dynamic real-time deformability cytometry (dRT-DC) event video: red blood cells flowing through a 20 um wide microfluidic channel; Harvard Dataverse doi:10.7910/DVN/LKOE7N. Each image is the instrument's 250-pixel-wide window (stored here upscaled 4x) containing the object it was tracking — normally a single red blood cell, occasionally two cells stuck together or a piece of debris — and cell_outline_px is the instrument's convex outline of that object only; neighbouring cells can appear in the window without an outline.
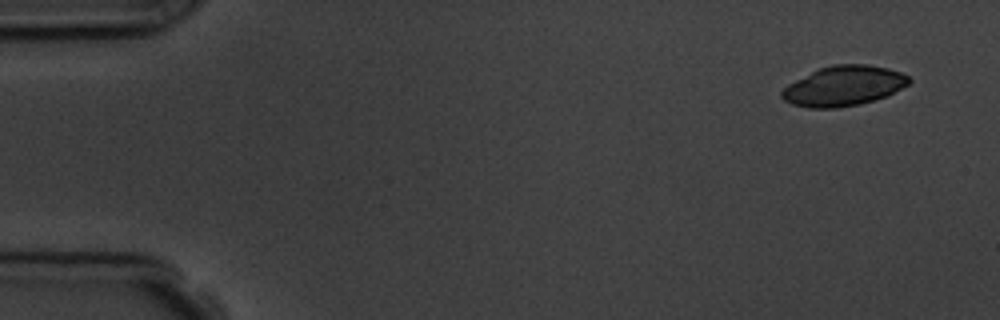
{"species": "common noctule bat (a hibernating species)", "species_latin": "Nyctalus noctula", "temperature_condition": "room temperature", "stored_images_in_passage": 6, "camera_frame_rate_fps": 3000, "um_per_image_px": 0.085, "animal": {"sex": "male", "body_mass_g": 19.5, "forearm_length_mm": 54.6}, "frame": {"image": 1, "passage_image": 1, "time_ms": 0.0, "image_size_px": [1000, 320], "cell_outline_px": [[912, 80], [908, 84], [888, 96], [860, 104], [836, 108], [808, 108], [792, 104], [784, 100], [780, 96], [780, 92], [788, 84], [820, 68], [832, 64], [868, 64], [888, 68], [900, 72], [908, 76]], "centroid_in_image_um": [71.72, 7.31], "position_along_channel_um": 13.3, "area_um2": 29.65}}